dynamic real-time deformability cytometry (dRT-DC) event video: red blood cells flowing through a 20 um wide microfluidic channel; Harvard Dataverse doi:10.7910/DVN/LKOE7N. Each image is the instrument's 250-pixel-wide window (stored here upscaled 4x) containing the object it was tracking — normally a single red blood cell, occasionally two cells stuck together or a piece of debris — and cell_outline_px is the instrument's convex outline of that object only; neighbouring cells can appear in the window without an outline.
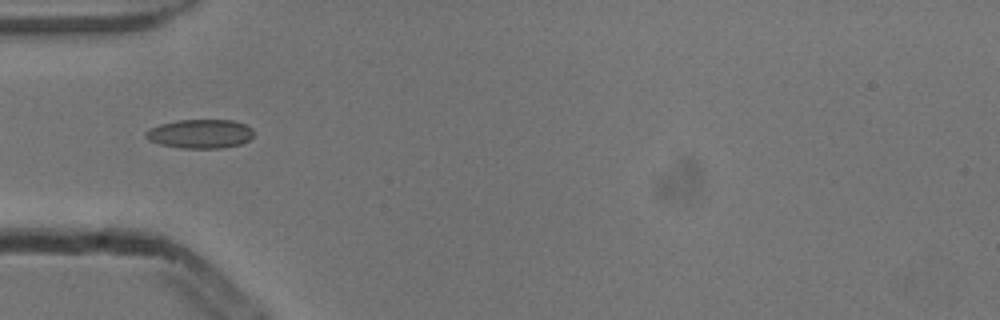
{"species": "common noctule bat (a hibernating species)", "species_latin": "Nyctalus noctula", "temperature_condition": "cold", "stored_images_in_passage": 8, "camera_frame_rate_fps": 3000, "um_per_image_px": 0.085, "animal": {"sex": "male", "body_mass_g": 13.3}, "frame": {"image": 1, "passage_image": 5, "time_ms": 1.333, "image_size_px": [1000, 320], "cell_outline_px": [[252, 136], [248, 140], [240, 144], [224, 148], [180, 148], [160, 144], [148, 140], [144, 136], [152, 128], [160, 124], [176, 120], [232, 120], [244, 124], [252, 128]], "centroid_in_image_um": [17.02, 11.38], "position_along_channel_um": 68.0, "area_um2": 18.09}}
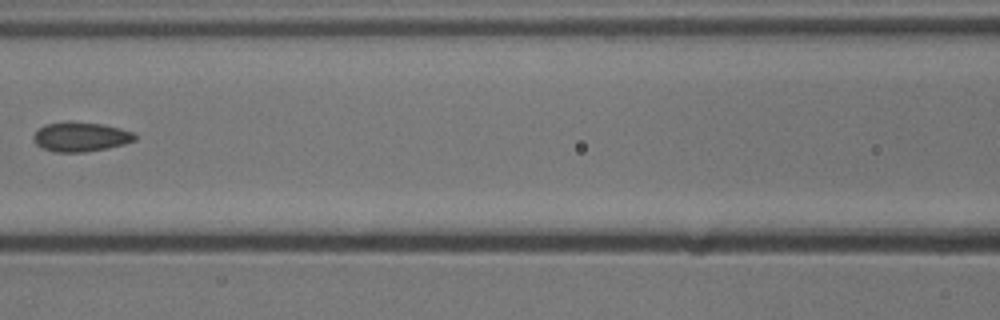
{"frame": {"image": 2, "passage_image": 7, "time_ms": 2.0, "image_size_px": [1000, 320], "cell_outline_px": [[136, 140], [124, 144], [108, 148], [84, 152], [56, 152], [40, 148], [36, 144], [32, 136], [44, 124], [104, 124], [120, 128], [132, 132], [136, 136]], "centroid_in_image_um": [6.87, 11.68], "position_along_channel_um": 159.7, "area_um2": 16.82}}
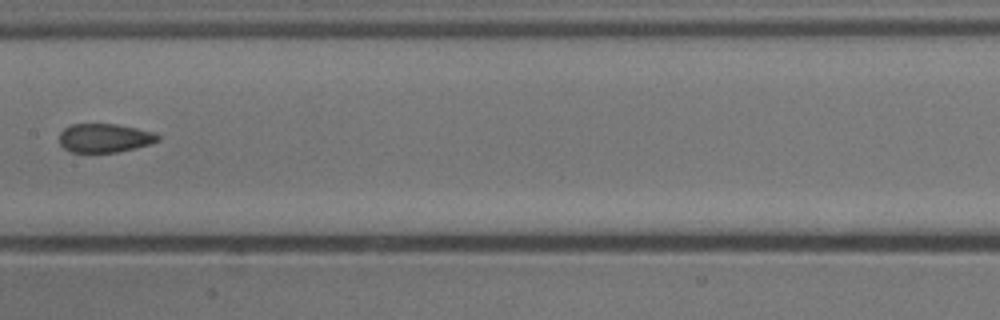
{"frame": {"image": 3, "passage_image": 8, "time_ms": 2.333, "image_size_px": [1000, 320], "cell_outline_px": [[160, 140], [148, 144], [116, 152], [72, 152], [64, 148], [60, 144], [60, 132], [64, 128], [72, 124], [116, 124], [136, 128], [152, 132], [160, 136]], "centroid_in_image_um": [8.86, 11.72], "position_along_channel_um": 198.5, "area_um2": 16.3}}